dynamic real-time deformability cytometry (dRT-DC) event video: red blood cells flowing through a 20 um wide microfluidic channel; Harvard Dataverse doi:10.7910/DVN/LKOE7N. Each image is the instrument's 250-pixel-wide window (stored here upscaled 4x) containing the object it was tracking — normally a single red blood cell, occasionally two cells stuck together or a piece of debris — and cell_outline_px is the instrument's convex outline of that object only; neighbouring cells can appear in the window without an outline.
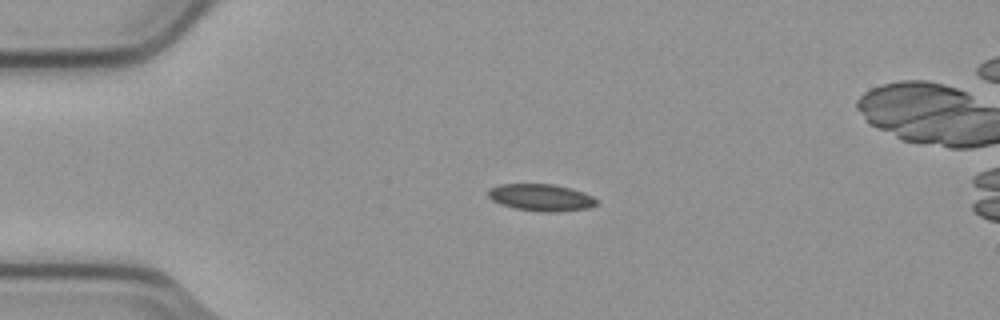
{"species": "common noctule bat (a hibernating species)", "species_latin": "Nyctalus noctula", "temperature_condition": "cold", "stored_images_in_passage": 4, "camera_frame_rate_fps": 3000, "um_per_image_px": 0.085, "animal": {"sex": "male", "body_mass_g": 23.1, "forearm_length_mm": 52.7}, "frame": {"image": 1, "passage_image": 3, "time_ms": 0.667, "image_size_px": [1000, 320], "cell_outline_px": [[600, 200], [596, 204], [588, 208], [560, 212], [540, 212], [516, 208], [500, 204], [492, 200], [488, 196], [488, 188], [500, 184], [552, 184], [572, 188], [584, 192]], "centroid_in_image_um": [46.01, 16.79], "position_along_channel_um": 39.0, "area_um2": 17.22}}